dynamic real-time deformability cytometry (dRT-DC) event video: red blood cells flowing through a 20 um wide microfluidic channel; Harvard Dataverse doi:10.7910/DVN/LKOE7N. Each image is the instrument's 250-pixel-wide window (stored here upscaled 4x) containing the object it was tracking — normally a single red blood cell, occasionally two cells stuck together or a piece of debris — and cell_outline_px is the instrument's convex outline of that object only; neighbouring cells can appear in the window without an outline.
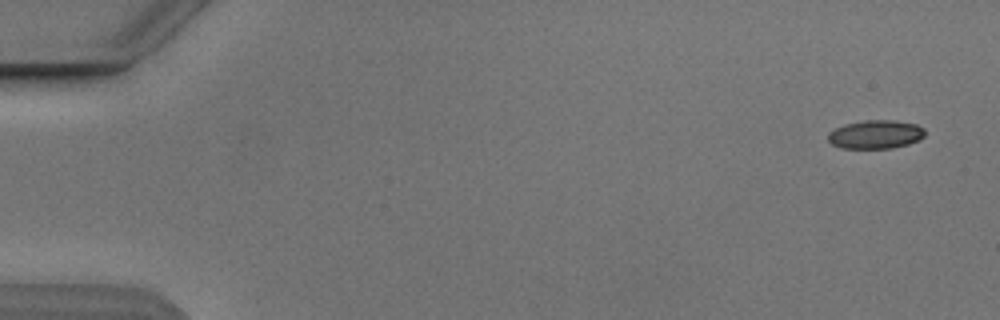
{"species": "Egyptian fruit bat (a non-hibernating species)", "species_latin": "Rousettus aegyptiacus", "temperature_condition": "cold", "stored_images_in_passage": 4, "camera_frame_rate_fps": 3000, "um_per_image_px": 0.085, "animal": {"sex": "male"}, "frame": {"image": 1, "passage_image": 1, "time_ms": 0.0, "image_size_px": [1000, 320], "cell_outline_px": [[924, 136], [920, 140], [908, 144], [892, 148], [840, 148], [832, 144], [828, 140], [828, 132], [844, 124], [864, 120], [896, 120], [916, 124], [924, 128]], "centroid_in_image_um": [74.43, 11.42], "position_along_channel_um": 10.6, "area_um2": 16.24}}
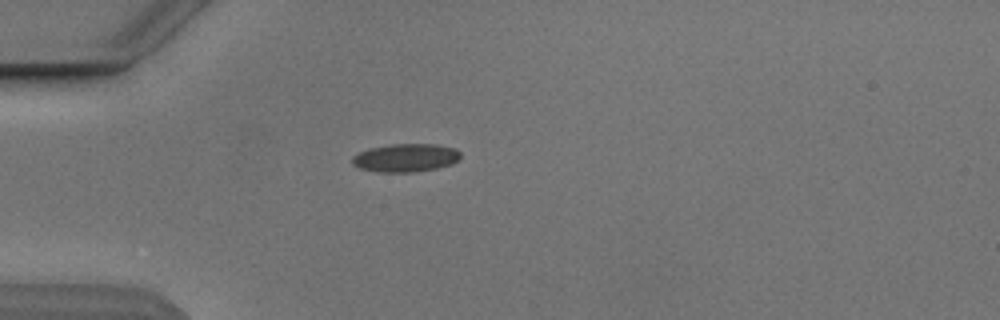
{"frame": {"image": 2, "passage_image": 4, "time_ms": 4.333, "image_size_px": [1000, 320], "cell_outline_px": [[460, 156], [452, 164], [436, 168], [412, 172], [380, 172], [360, 168], [352, 164], [352, 156], [368, 148], [388, 144], [436, 144], [456, 148], [460, 152]], "centroid_in_image_um": [34.46, 13.4], "position_along_channel_um": 50.5, "area_um2": 17.8}}